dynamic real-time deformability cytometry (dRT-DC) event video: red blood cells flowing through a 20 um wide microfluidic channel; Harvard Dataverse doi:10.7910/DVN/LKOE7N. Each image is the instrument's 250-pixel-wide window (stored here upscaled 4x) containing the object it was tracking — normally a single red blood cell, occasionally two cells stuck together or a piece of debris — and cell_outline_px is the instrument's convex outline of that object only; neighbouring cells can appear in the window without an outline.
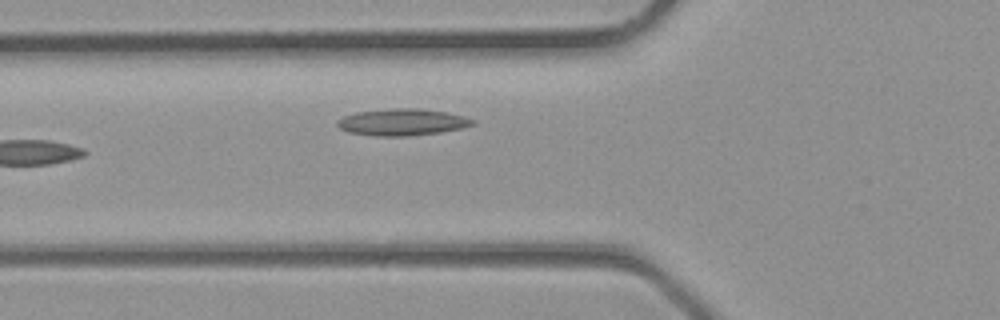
{"species": "common noctule bat (a hibernating species)", "species_latin": "Nyctalus noctula", "temperature_condition": "room temperature", "stored_images_in_passage": 2, "camera_frame_rate_fps": 3000, "um_per_image_px": 0.085, "animal": {"sex": "male", "body_mass_g": 23.1, "forearm_length_mm": 52.7}, "frame": {"image": 1, "passage_image": 2, "time_ms": 0.333, "image_size_px": [1000, 320], "cell_outline_px": [[476, 124], [460, 128], [440, 132], [408, 136], [376, 136], [348, 132], [340, 128], [336, 124], [336, 120], [344, 116], [356, 112], [388, 108], [420, 108], [448, 112], [464, 116], [476, 120]], "centroid_in_image_um": [34.19, 10.37], "position_along_channel_um": 91.6, "area_um2": 21.27}}